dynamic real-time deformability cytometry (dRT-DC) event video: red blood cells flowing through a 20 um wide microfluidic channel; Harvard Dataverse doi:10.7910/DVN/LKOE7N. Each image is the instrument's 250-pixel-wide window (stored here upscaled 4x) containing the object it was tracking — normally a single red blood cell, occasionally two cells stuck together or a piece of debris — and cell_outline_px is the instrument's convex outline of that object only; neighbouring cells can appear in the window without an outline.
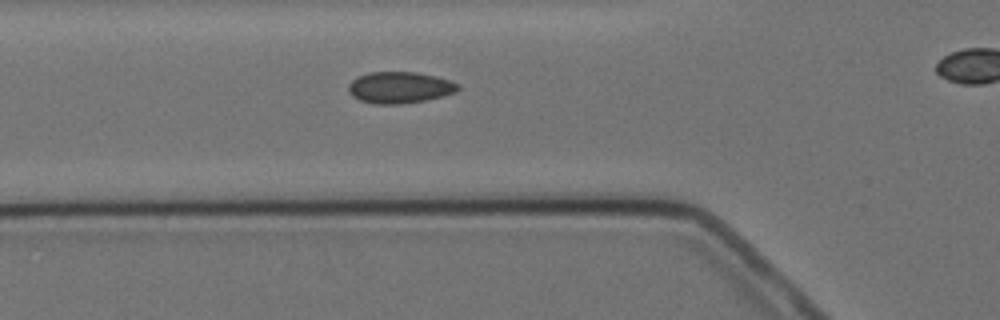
{"species": "Egyptian fruit bat (a non-hibernating species)", "species_latin": "Rousettus aegyptiacus", "temperature_condition": "cold", "stored_images_in_passage": 6, "segment_of_instrument_passage": [1, 2], "camera_frame_rate_fps": 3000, "um_per_image_px": 0.085, "animal": {"sex": "female"}, "frame": {"image": 1, "passage_image": 5, "time_ms": 5.333, "image_size_px": [1000, 320], "cell_outline_px": [[460, 88], [456, 92], [424, 100], [400, 104], [372, 104], [360, 100], [352, 96], [348, 92], [348, 84], [356, 76], [368, 72], [416, 72], [436, 76], [460, 84]], "centroid_in_image_um": [33.93, 7.43], "position_along_channel_um": 91.9, "area_um2": 20.17}}